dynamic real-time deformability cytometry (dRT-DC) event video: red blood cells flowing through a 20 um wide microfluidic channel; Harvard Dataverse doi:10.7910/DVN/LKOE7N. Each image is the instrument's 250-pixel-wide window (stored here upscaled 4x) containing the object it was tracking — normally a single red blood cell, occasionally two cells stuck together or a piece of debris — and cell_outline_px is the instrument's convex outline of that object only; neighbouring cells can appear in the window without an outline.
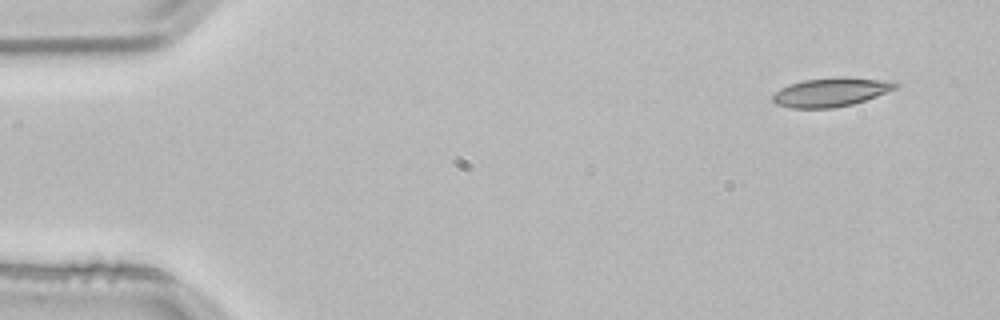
{"species": "common noctule bat (a hibernating species)", "species_latin": "Nyctalus noctula", "temperature_condition": "room temperature", "stored_images_in_passage": 3, "camera_frame_rate_fps": 3000, "um_per_image_px": 0.085, "animal": {"sex": "male", "body_mass_g": 21.5, "forearm_length_mm": 52.0}, "frame": {"image": 1, "passage_image": 1, "time_ms": 0.0, "image_size_px": [1000, 320], "cell_outline_px": [[900, 84], [896, 88], [876, 96], [852, 104], [832, 108], [792, 108], [776, 104], [772, 100], [772, 96], [780, 88], [788, 84], [804, 80], [840, 76], [844, 76], [876, 80]], "centroid_in_image_um": [70.55, 7.83], "position_along_channel_um": 14.5, "area_um2": 20.35}}
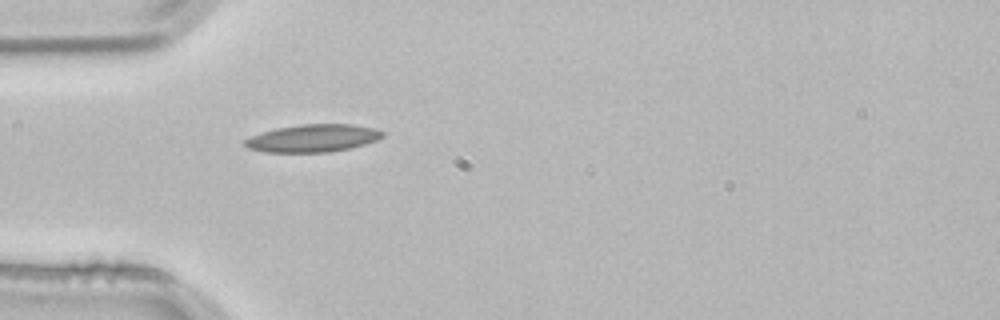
{"frame": {"image": 2, "passage_image": 3, "time_ms": 0.667, "image_size_px": [1000, 320], "cell_outline_px": [[384, 136], [376, 140], [364, 144], [348, 148], [328, 152], [264, 152], [248, 148], [244, 144], [244, 140], [252, 136], [276, 128], [300, 124], [352, 124], [372, 128], [384, 132]], "centroid_in_image_um": [26.59, 11.74], "position_along_channel_um": 58.4, "area_um2": 21.91}}